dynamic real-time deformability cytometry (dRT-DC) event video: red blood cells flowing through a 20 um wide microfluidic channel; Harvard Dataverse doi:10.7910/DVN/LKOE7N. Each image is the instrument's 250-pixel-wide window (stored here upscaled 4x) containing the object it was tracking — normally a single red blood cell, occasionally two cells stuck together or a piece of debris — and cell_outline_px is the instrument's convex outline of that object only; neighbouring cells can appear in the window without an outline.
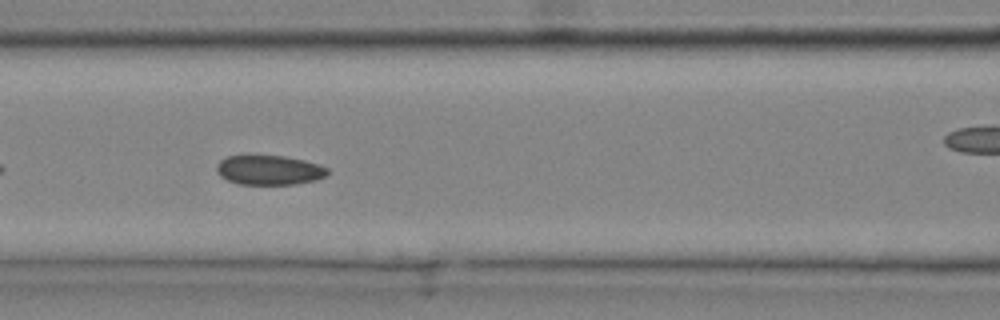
{"species": "common noctule bat (a hibernating species)", "species_latin": "Nyctalus noctula", "temperature_condition": "cold", "stored_images_in_passage": 25, "camera_frame_rate_fps": 3000, "um_per_image_px": 0.085, "animal": {"sex": "male", "body_mass_g": 20.4}, "frame": {"image": 1, "passage_image": 8, "time_ms": 2.333, "image_size_px": [1000, 320], "cell_outline_px": [[328, 172], [324, 176], [316, 180], [296, 184], [240, 184], [228, 180], [220, 176], [216, 172], [216, 164], [220, 160], [228, 156], [248, 152], [252, 152], [284, 156], [304, 160], [328, 168]], "centroid_in_image_um": [22.8, 14.4], "position_along_channel_um": 143.8, "area_um2": 19.83}}